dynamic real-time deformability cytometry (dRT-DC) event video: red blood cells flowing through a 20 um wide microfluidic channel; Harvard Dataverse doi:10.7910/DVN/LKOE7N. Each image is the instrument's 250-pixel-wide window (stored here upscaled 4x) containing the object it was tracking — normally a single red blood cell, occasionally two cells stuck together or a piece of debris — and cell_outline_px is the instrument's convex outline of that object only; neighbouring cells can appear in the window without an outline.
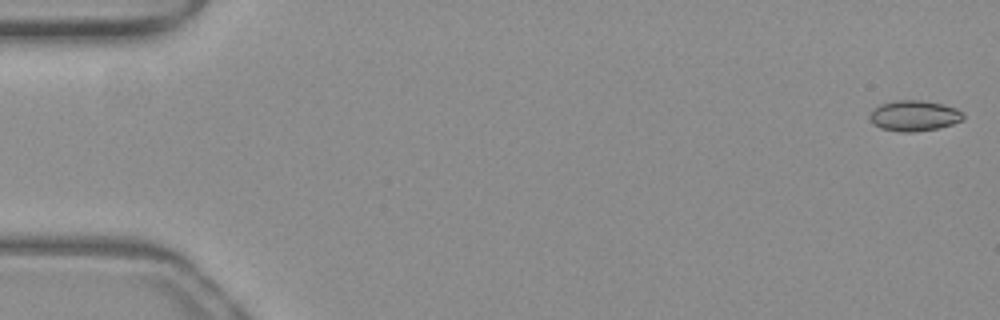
{"species": "common noctule bat (a hibernating species)", "species_latin": "Nyctalus noctula", "temperature_condition": "warm", "stored_images_in_passage": 4, "camera_frame_rate_fps": 3000, "um_per_image_px": 0.085, "animal": {"sex": "female", "body_mass_g": 19.3, "forearm_length_mm": 54.1}, "frame": {"image": 1, "passage_image": 1, "time_ms": 0.0, "image_size_px": [1000, 320], "cell_outline_px": [[964, 120], [952, 124], [936, 128], [916, 132], [900, 132], [880, 128], [872, 124], [868, 116], [872, 108], [880, 104], [896, 100], [920, 100], [944, 104], [956, 108], [964, 112]], "centroid_in_image_um": [77.68, 9.83], "position_along_channel_um": 7.3, "area_um2": 16.99}}